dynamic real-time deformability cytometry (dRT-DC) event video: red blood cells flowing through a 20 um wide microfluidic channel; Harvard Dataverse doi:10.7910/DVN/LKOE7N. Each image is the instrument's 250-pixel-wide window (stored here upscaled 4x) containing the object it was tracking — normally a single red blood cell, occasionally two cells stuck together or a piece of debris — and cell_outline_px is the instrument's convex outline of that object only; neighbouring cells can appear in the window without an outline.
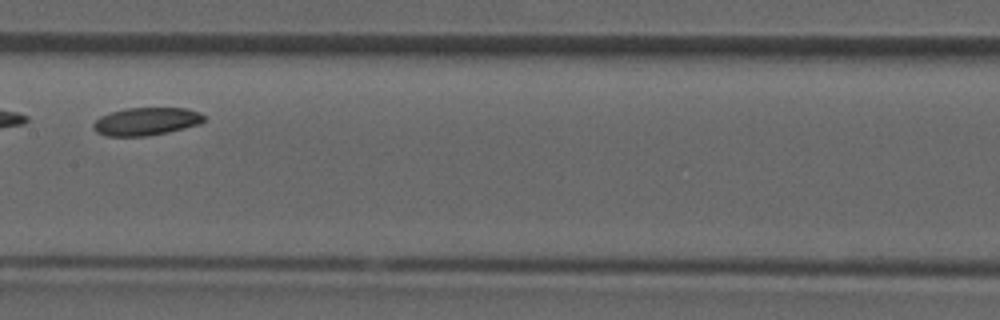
{"species": "common noctule bat (a hibernating species)", "species_latin": "Nyctalus noctula", "temperature_condition": "room temperature", "stored_images_in_passage": 27, "camera_frame_rate_fps": 3000, "um_per_image_px": 0.085, "animal": {"sex": "male", "forearm_length_mm": 52.5}, "frame": {"image": 1, "passage_image": 12, "time_ms": 3.667, "image_size_px": [1000, 320], "cell_outline_px": [[204, 120], [200, 124], [168, 132], [148, 136], [104, 136], [96, 132], [92, 128], [92, 124], [100, 116], [124, 108], [188, 108], [200, 112], [204, 116]], "centroid_in_image_um": [12.41, 10.32], "position_along_channel_um": 195.0, "area_um2": 18.09}}